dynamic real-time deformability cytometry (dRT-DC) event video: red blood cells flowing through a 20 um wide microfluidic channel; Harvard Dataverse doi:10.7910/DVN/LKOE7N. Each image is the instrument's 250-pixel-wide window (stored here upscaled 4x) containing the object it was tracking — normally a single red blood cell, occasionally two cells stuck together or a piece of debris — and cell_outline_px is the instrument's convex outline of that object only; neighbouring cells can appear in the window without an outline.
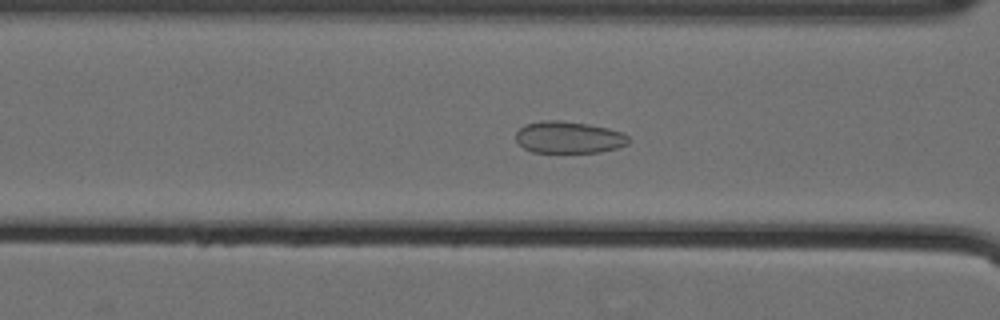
{"species": "Egyptian fruit bat (a non-hibernating species)", "species_latin": "Rousettus aegyptiacus", "temperature_condition": "cold", "stored_images_in_passage": 46, "camera_frame_rate_fps": 3000, "um_per_image_px": 0.085, "animal": {"sex": "female"}, "frame": {"image": 1, "passage_image": 27, "time_ms": 8.667, "image_size_px": [1000, 320], "cell_outline_px": [[628, 144], [616, 148], [600, 152], [532, 152], [524, 148], [516, 140], [516, 132], [524, 124], [540, 120], [560, 120], [588, 124], [608, 128], [624, 132], [628, 136]], "centroid_in_image_um": [48.33, 11.66], "position_along_channel_um": 118.3, "area_um2": 21.04}}
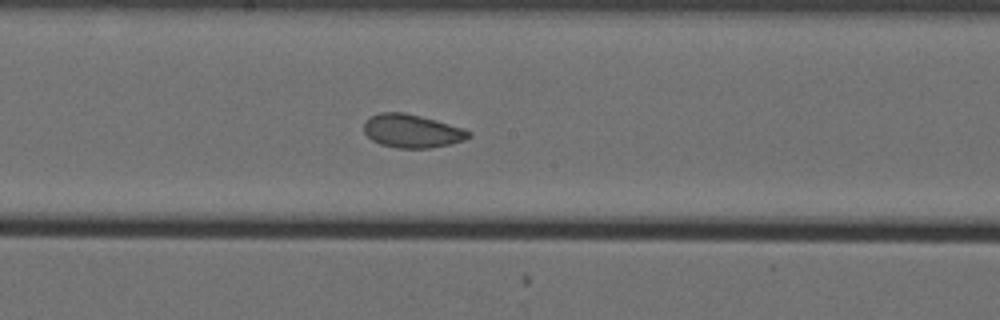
{"frame": {"image": 2, "passage_image": 35, "time_ms": 11.333, "image_size_px": [1000, 320], "cell_outline_px": [[472, 136], [464, 140], [452, 144], [428, 148], [396, 148], [380, 144], [372, 140], [364, 132], [364, 124], [372, 116], [380, 112], [404, 112], [436, 120], [464, 128], [472, 132]], "centroid_in_image_um": [35.06, 11.14], "position_along_channel_um": 213.1, "area_um2": 20.4}}
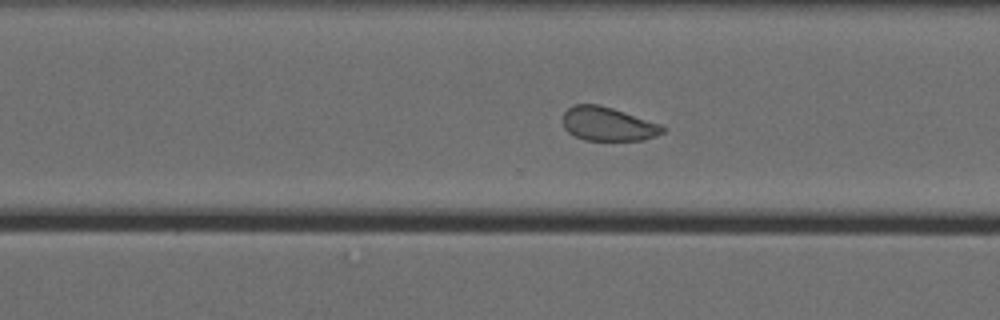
{"frame": {"image": 3, "passage_image": 44, "time_ms": 14.333, "image_size_px": [1000, 320], "cell_outline_px": [[664, 132], [656, 136], [640, 140], [584, 140], [568, 132], [564, 128], [564, 112], [568, 108], [576, 104], [600, 104], [660, 124], [664, 128]], "centroid_in_image_um": [51.66, 10.54], "position_along_channel_um": 318.9, "area_um2": 19.42}}